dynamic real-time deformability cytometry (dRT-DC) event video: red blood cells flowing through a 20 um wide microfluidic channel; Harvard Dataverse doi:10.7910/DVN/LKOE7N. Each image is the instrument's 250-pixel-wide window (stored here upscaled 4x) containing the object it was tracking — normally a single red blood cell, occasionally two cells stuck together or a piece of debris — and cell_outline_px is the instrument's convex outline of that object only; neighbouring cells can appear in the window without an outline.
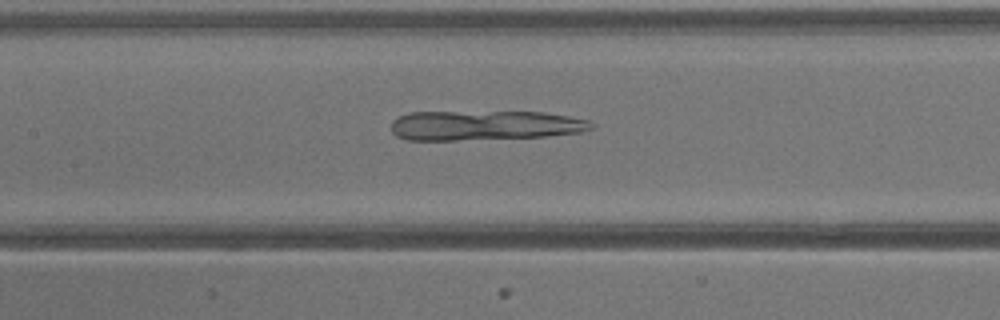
{"species": "common noctule bat (a hibernating species)", "species_latin": "Nyctalus noctula", "temperature_condition": "warm", "stored_images_in_passage": 39, "camera_frame_rate_fps": 3000, "um_per_image_px": 0.085, "animal": {"sex": "male", "body_mass_g": 13.3}, "frame": {"image": 1, "passage_image": 18, "time_ms": 5.667, "image_size_px": [1000, 320], "cell_outline_px": [[596, 124], [592, 128], [584, 132], [544, 136], [456, 140], [408, 140], [396, 136], [392, 132], [392, 120], [408, 112], [544, 112], [592, 120]], "centroid_in_image_um": [41.23, 10.65], "position_along_channel_um": 166.2, "area_um2": 34.8}}
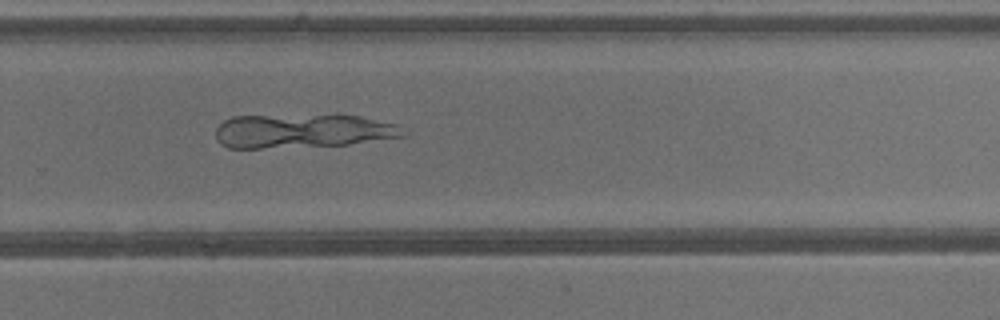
{"frame": {"image": 2, "passage_image": 26, "time_ms": 8.333, "image_size_px": [1000, 320], "cell_outline_px": [[408, 136], [348, 144], [260, 148], [228, 148], [220, 144], [216, 140], [216, 128], [224, 120], [232, 116], [360, 116], [396, 124], [408, 132]], "centroid_in_image_um": [25.72, 11.15], "position_along_channel_um": 304.1, "area_um2": 36.7}}
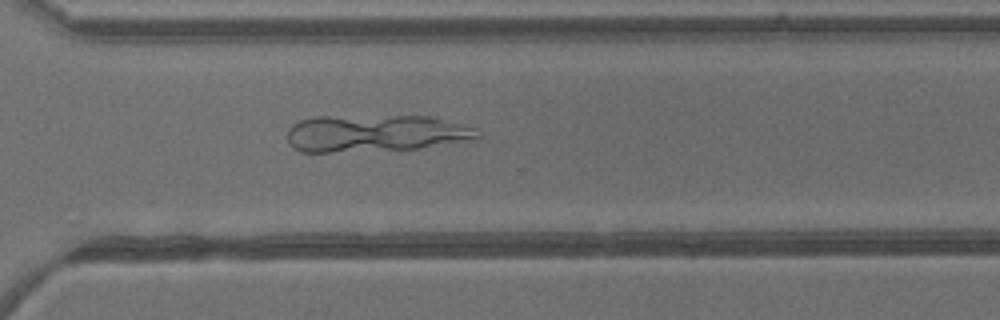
{"frame": {"image": 3, "passage_image": 28, "time_ms": 9.0, "image_size_px": [1000, 320], "cell_outline_px": [[484, 136], [480, 140], [420, 148], [328, 152], [300, 152], [288, 144], [288, 128], [292, 124], [300, 120], [316, 116], [432, 116], [476, 128], [484, 132]], "centroid_in_image_um": [32.01, 11.33], "position_along_channel_um": 338.6, "area_um2": 41.85}}